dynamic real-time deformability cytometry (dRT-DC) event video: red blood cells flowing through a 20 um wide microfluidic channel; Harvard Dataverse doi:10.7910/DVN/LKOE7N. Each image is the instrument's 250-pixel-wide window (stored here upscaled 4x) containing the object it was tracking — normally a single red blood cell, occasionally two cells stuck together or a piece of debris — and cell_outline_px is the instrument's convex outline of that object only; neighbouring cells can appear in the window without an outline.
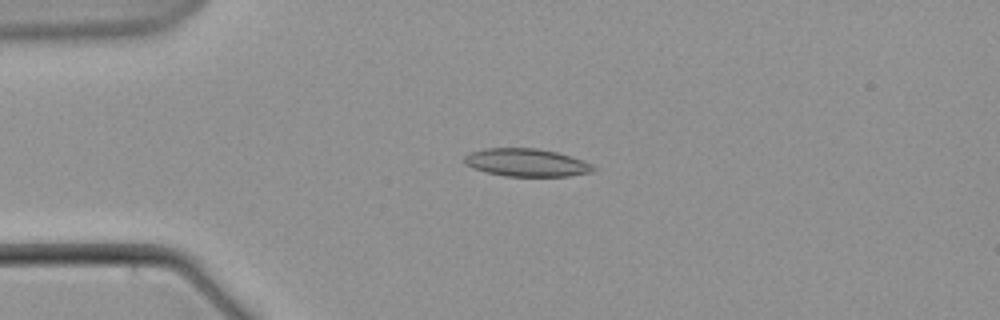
{"species": "common noctule bat (a hibernating species)", "species_latin": "Nyctalus noctula", "temperature_condition": "warm", "stored_images_in_passage": 4, "camera_frame_rate_fps": 3000, "um_per_image_px": 0.085, "animal": {"sex": "male", "body_mass_g": 21.5, "forearm_length_mm": 52.0}, "frame": {"image": 1, "passage_image": 3, "time_ms": 5.0, "image_size_px": [1000, 320], "cell_outline_px": [[596, 168], [592, 172], [568, 176], [504, 176], [472, 168], [464, 164], [464, 156], [468, 152], [484, 148], [536, 148], [556, 152], [572, 156], [584, 160], [592, 164]], "centroid_in_image_um": [44.74, 13.81], "position_along_channel_um": 40.3, "area_um2": 21.1}}